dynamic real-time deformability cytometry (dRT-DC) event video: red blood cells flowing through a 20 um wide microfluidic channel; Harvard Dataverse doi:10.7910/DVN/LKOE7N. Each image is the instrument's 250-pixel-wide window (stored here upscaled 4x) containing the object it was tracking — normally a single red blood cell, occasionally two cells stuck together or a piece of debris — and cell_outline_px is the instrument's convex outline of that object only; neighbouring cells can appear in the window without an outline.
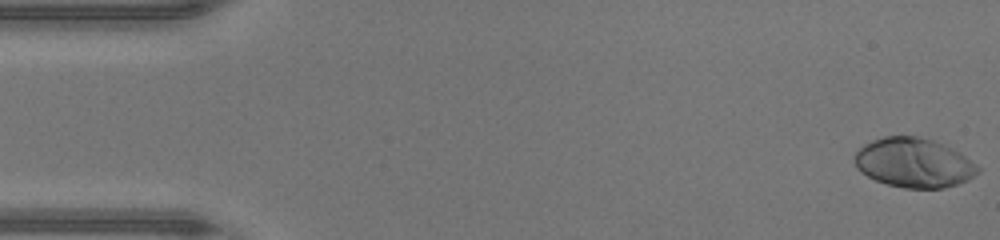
{"species": "human", "species_latin": "Homo sapiens", "temperature_condition": "warm", "stored_images_in_passage": 47, "camera_frame_rate_fps": 3000, "um_per_image_px": 0.085, "donor": {"sex": "male"}, "frame": {"image": 1, "passage_image": 1, "time_ms": 0.0, "image_size_px": [1000, 240], "cell_outline_px": [[980, 172], [968, 180], [944, 188], [904, 188], [888, 184], [876, 180], [860, 172], [856, 168], [856, 152], [864, 144], [872, 140], [884, 136], [920, 136], [944, 144], [960, 152], [976, 164], [980, 168]], "centroid_in_image_um": [77.7, 13.83], "position_along_channel_um": 7.3, "area_um2": 35.49}}
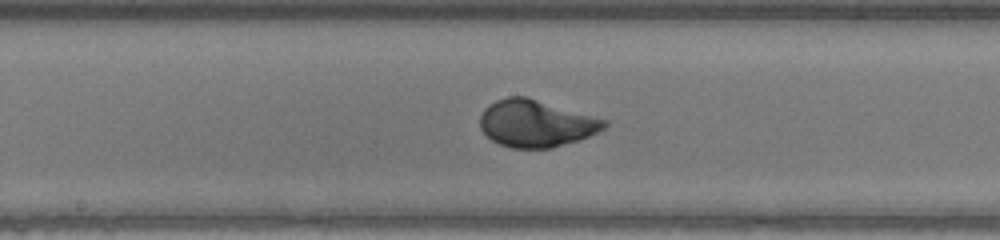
{"frame": {"image": 2, "passage_image": 24, "time_ms": 7.667, "image_size_px": [1000, 240], "cell_outline_px": [[608, 124], [604, 128], [588, 136], [552, 148], [512, 148], [500, 144], [492, 140], [480, 128], [480, 116], [484, 108], [488, 104], [496, 100], [508, 96], [528, 96], [608, 120]], "centroid_in_image_um": [45.54, 10.47], "position_along_channel_um": 202.7, "area_um2": 34.1}}
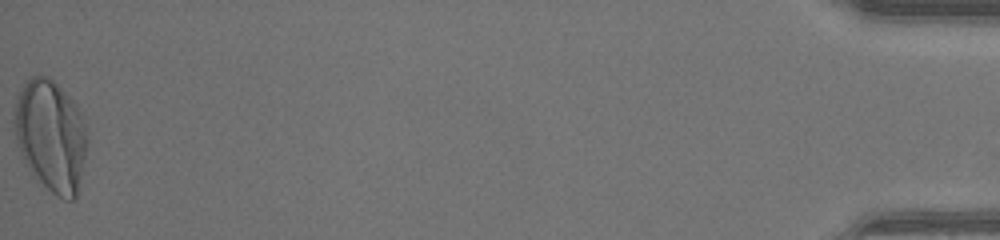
{"frame": {"image": 3, "passage_image": 47, "time_ms": 15.333, "image_size_px": [1000, 240], "cell_outline_px": [[88, 140], [76, 196], [72, 200], [64, 200], [56, 196], [32, 176], [20, 152], [16, 140], [12, 120], [12, 116], [16, 96], [24, 84], [32, 76], [48, 76], [76, 104], [84, 120]], "centroid_in_image_um": [4.29, 11.54], "position_along_channel_um": 430.9, "area_um2": 47.63}, "authors_computed_cell_mechanics": {"area_um2": 33.9864, "velocity_mm_per_s": 4.4182, "shape_relaxation_time_tau1_ms": 2.9165, "shape_relaxation_time_tau2_ms": null, "deformation_change_tau1": 0.1941, "deformation_change_tau2": null}}